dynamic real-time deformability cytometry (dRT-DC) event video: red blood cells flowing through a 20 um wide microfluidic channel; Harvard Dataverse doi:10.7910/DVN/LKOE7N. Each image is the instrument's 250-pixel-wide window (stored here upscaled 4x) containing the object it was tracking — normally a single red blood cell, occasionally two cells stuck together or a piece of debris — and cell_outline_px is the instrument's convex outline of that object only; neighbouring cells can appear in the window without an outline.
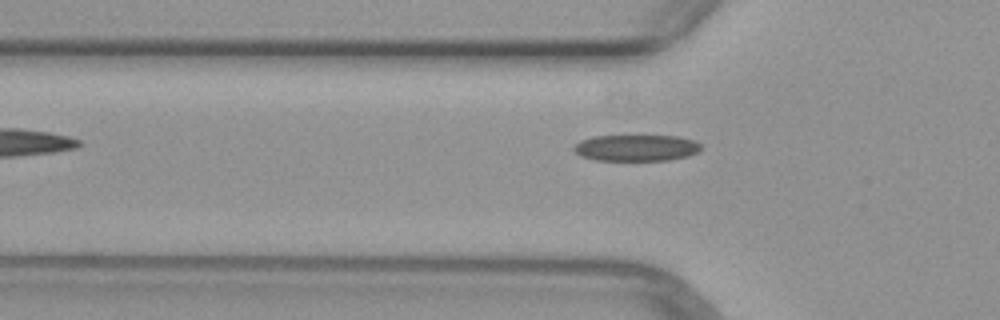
{"species": "common noctule bat (a hibernating species)", "species_latin": "Nyctalus noctula", "temperature_condition": "warm", "stored_images_in_passage": 5, "camera_frame_rate_fps": 3000, "um_per_image_px": 0.085, "animal": {"sex": "female", "body_mass_g": 29.2, "forearm_length_mm": 56.3}, "frame": {"image": 1, "passage_image": 4, "time_ms": 3.667, "image_size_px": [1000, 320], "cell_outline_px": [[700, 148], [696, 152], [688, 156], [668, 160], [596, 160], [580, 156], [572, 152], [572, 144], [580, 140], [592, 136], [680, 136], [696, 140], [700, 144]], "centroid_in_image_um": [54.01, 12.56], "position_along_channel_um": 71.8, "area_um2": 19.77}}
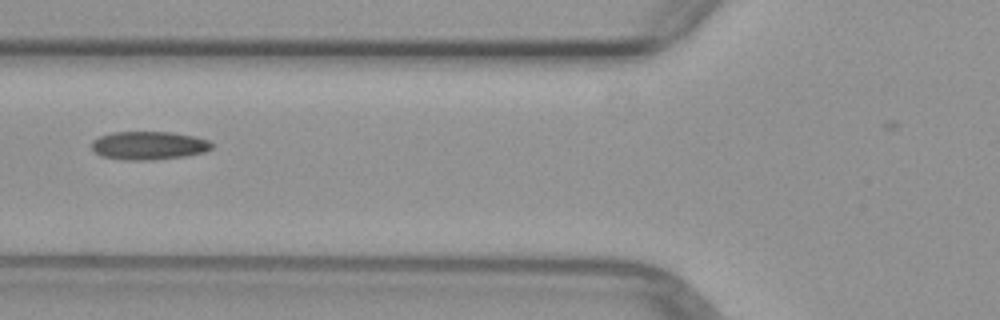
{"frame": {"image": 2, "passage_image": 5, "time_ms": 4.667, "image_size_px": [1000, 320], "cell_outline_px": [[212, 148], [204, 152], [184, 156], [152, 160], [124, 160], [104, 156], [96, 152], [92, 148], [92, 140], [100, 136], [112, 132], [172, 132], [192, 136], [208, 140], [212, 144]], "centroid_in_image_um": [12.64, 12.36], "position_along_channel_um": 113.2, "area_um2": 19.65}}